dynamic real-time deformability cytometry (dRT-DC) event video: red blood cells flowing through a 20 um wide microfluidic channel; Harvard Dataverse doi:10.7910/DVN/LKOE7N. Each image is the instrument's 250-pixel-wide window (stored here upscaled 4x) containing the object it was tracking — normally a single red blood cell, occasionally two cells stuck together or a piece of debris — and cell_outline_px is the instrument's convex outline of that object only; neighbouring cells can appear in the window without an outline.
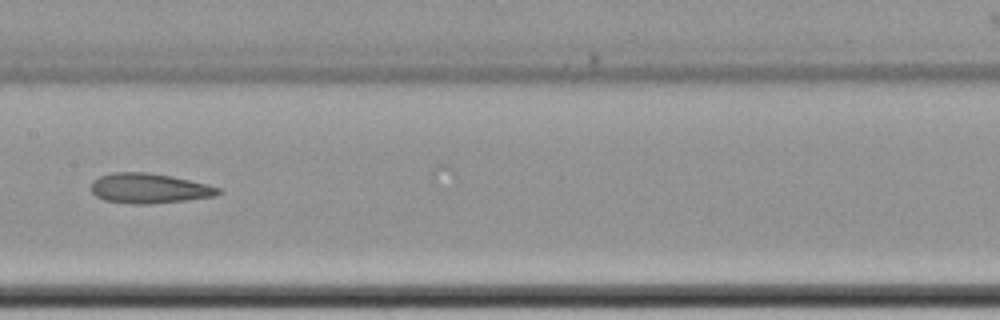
{"species": "common noctule bat (a hibernating species)", "species_latin": "Nyctalus noctula", "temperature_condition": "cold", "stored_images_in_passage": 10, "camera_frame_rate_fps": 3000, "um_per_image_px": 0.085, "animal": {"sex": "female", "body_mass_g": 22.7, "forearm_length_mm": 54.2}, "frame": {"image": 1, "passage_image": 4, "time_ms": 3.667, "image_size_px": [1000, 320], "cell_outline_px": [[220, 192], [216, 196], [188, 200], [152, 204], [136, 204], [104, 200], [96, 196], [92, 192], [92, 184], [100, 176], [112, 172], [148, 172], [172, 176], [220, 188]], "centroid_in_image_um": [12.68, 16.01], "position_along_channel_um": 194.7, "area_um2": 22.02}}
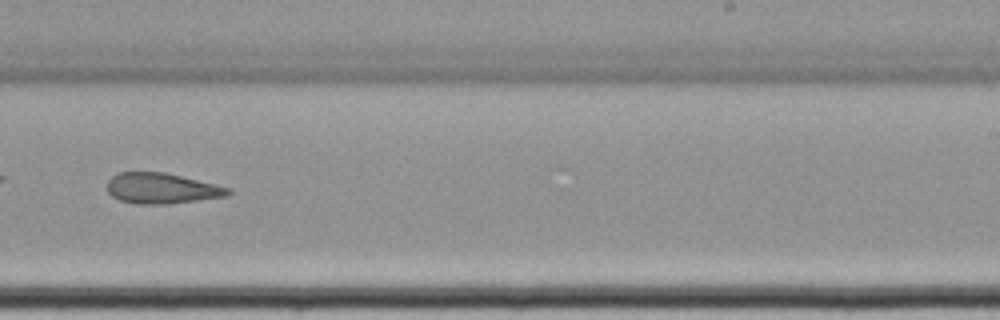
{"frame": {"image": 2, "passage_image": 6, "time_ms": 6.0, "image_size_px": [1000, 320], "cell_outline_px": [[232, 192], [228, 196], [168, 204], [136, 204], [120, 200], [112, 196], [108, 192], [108, 180], [116, 172], [164, 172], [216, 184], [232, 188]], "centroid_in_image_um": [13.76, 16.01], "position_along_channel_um": 275.2, "area_um2": 21.68}}
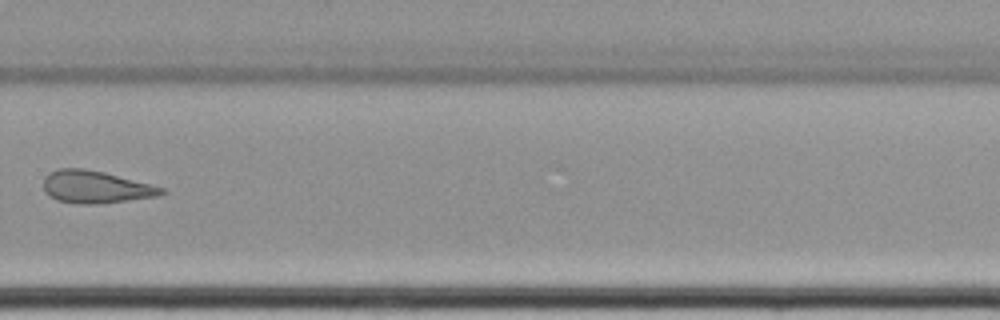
{"frame": {"image": 3, "passage_image": 7, "time_ms": 7.333, "image_size_px": [1000, 320], "cell_outline_px": [[168, 192], [160, 196], [100, 204], [76, 204], [56, 200], [48, 196], [44, 192], [44, 176], [48, 172], [60, 168], [84, 168], [104, 172], [164, 188]], "centroid_in_image_um": [8.1, 15.9], "position_along_channel_um": 321.7, "area_um2": 22.54}}